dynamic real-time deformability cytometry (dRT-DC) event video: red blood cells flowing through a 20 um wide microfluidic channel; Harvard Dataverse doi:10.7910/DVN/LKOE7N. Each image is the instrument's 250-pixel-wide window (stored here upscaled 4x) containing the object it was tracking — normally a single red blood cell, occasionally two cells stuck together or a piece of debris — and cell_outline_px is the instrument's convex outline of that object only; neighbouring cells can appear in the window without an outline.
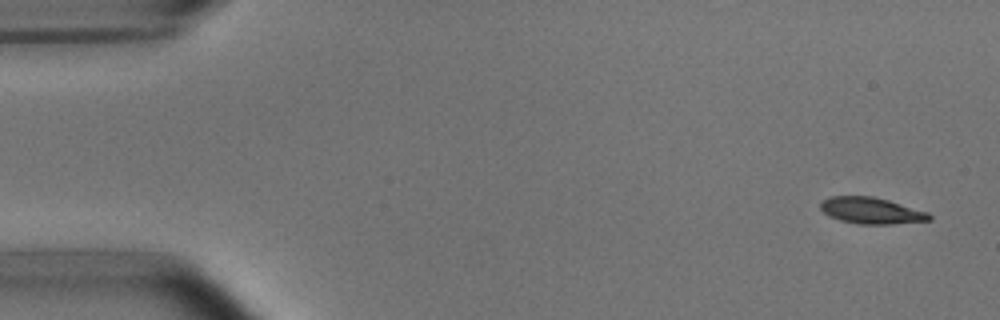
{"species": "common noctule bat (a hibernating species)", "species_latin": "Nyctalus noctula", "temperature_condition": "room temperature", "stored_images_in_passage": 4, "camera_frame_rate_fps": 3000, "um_per_image_px": 0.085, "animal": {"sex": "male", "body_mass_g": 15.6}, "frame": {"image": 1, "passage_image": 1, "time_ms": 0.0, "image_size_px": [1000, 320], "cell_outline_px": [[932, 220], [892, 224], [860, 224], [840, 220], [828, 216], [820, 208], [820, 204], [824, 200], [832, 196], [872, 196], [888, 200], [928, 212], [932, 216]], "centroid_in_image_um": [74.07, 17.91], "position_along_channel_um": 10.9, "area_um2": 16.65}}
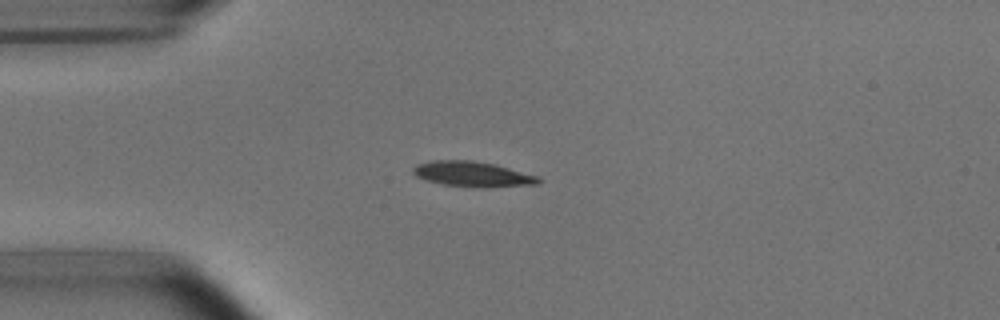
{"frame": {"image": 2, "passage_image": 4, "time_ms": 3.667, "image_size_px": [1000, 320], "cell_outline_px": [[544, 180], [540, 184], [488, 188], [476, 188], [444, 184], [428, 180], [416, 176], [412, 172], [412, 168], [416, 164], [432, 160], [472, 160], [492, 164], [540, 176]], "centroid_in_image_um": [40.22, 14.81], "position_along_channel_um": 44.8, "area_um2": 18.67}}